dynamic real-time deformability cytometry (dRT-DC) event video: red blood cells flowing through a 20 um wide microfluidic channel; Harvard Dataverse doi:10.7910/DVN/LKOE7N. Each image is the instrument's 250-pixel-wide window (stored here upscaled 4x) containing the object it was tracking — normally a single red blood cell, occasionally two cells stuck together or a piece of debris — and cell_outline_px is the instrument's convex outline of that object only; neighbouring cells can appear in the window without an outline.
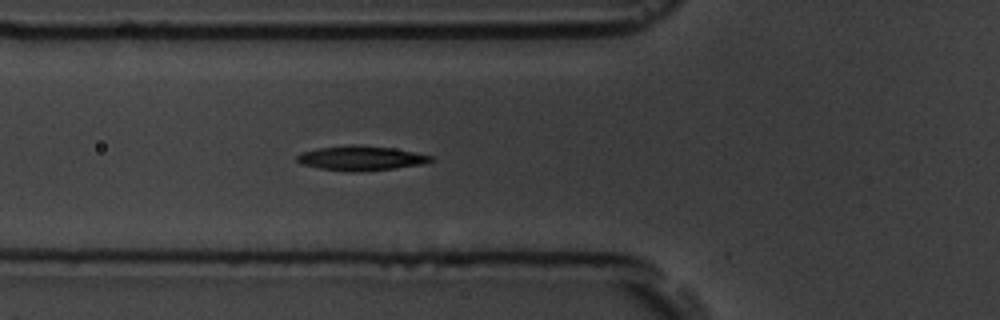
{"species": "common noctule bat (a hibernating species)", "species_latin": "Nyctalus noctula", "temperature_condition": "room temperature", "stored_images_in_passage": 3, "camera_frame_rate_fps": 3000, "um_per_image_px": 0.085, "animal": {"sex": "male", "body_mass_g": 19.5, "forearm_length_mm": 54.6}, "frame": {"image": 1, "passage_image": 3, "time_ms": 2.333, "image_size_px": [1000, 320], "cell_outline_px": [[432, 160], [424, 164], [396, 168], [356, 172], [320, 168], [304, 164], [296, 160], [296, 156], [300, 152], [320, 148], [348, 144], [356, 144], [392, 148], [432, 156]], "centroid_in_image_um": [30.67, 13.43], "position_along_channel_um": 95.1, "area_um2": 18.96}}